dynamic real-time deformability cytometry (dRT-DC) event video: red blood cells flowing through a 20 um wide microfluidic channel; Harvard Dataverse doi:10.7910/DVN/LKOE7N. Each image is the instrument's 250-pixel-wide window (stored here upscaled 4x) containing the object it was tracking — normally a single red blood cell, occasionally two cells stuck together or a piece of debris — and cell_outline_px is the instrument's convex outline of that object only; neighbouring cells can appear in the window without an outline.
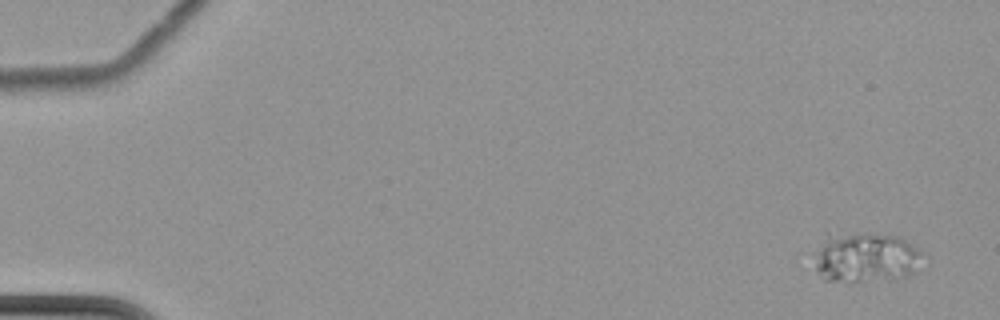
{"species": "common noctule bat (a hibernating species)", "species_latin": "Nyctalus noctula", "temperature_condition": "cold", "stored_images_in_passage": 7, "camera_frame_rate_fps": 3000, "um_per_image_px": 0.085, "animal": {"sex": "female", "body_mass_g": 22.7, "forearm_length_mm": 54.2}, "frame": {"image": 1, "passage_image": 1, "time_ms": 0.0, "image_size_px": [1000, 320], "cell_outline_px": [[920, 252], [912, 272], [908, 276], [860, 280], [824, 280], [820, 276], [816, 268], [816, 264], [820, 252], [828, 232], [900, 236], [916, 248]], "centroid_in_image_um": [73.56, 21.85], "position_along_channel_um": 11.4, "area_um2": 29.82}}